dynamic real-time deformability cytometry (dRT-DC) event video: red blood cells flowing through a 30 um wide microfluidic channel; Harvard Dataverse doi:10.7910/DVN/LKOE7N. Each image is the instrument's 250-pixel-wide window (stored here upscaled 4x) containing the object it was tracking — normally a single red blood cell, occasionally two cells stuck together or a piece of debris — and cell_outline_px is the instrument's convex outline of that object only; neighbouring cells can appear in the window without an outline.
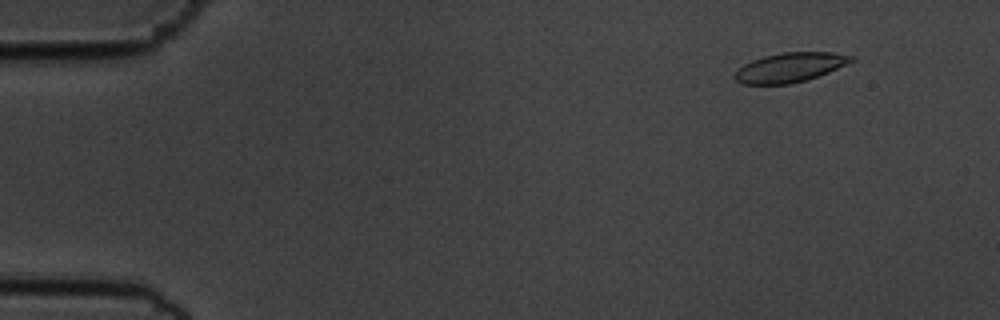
{"species": "common noctule bat (a hibernating species)", "species_latin": "Nyctalus noctula", "temperature_condition": "cold", "stored_images_in_passage": 57, "camera_frame_rate_fps": 3000, "um_per_image_px": 0.085, "animal": {"sex": "male", "body_mass_g": 19.5, "forearm_length_mm": 54.6}, "frame": {"image": 1, "passage_image": 6, "time_ms": 1.667, "image_size_px": [1000, 320], "cell_outline_px": [[856, 56], [852, 60], [828, 72], [804, 80], [788, 84], [744, 84], [736, 80], [732, 76], [744, 64], [752, 60], [764, 56], [784, 52], [832, 52]], "centroid_in_image_um": [67.11, 5.72], "position_along_channel_um": 17.9, "area_um2": 19.59}}
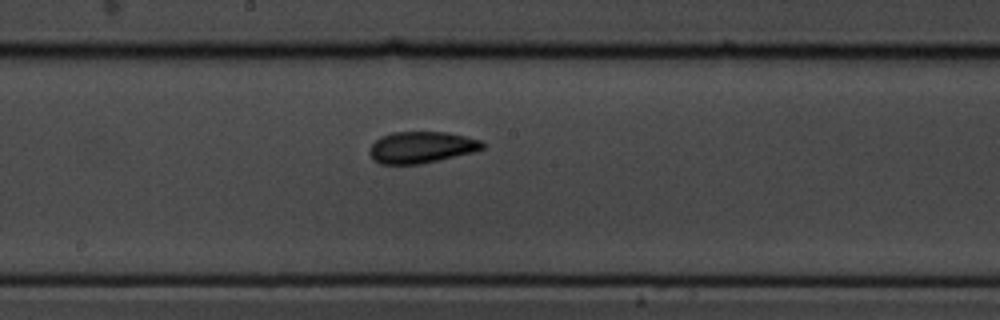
{"frame": {"image": 2, "passage_image": 31, "time_ms": 10.0, "image_size_px": [1000, 320], "cell_outline_px": [[484, 148], [472, 152], [420, 164], [380, 164], [372, 160], [368, 152], [372, 144], [380, 136], [392, 132], [448, 132], [480, 140], [484, 144]], "centroid_in_image_um": [35.76, 12.52], "position_along_channel_um": 212.4, "area_um2": 20.69}}
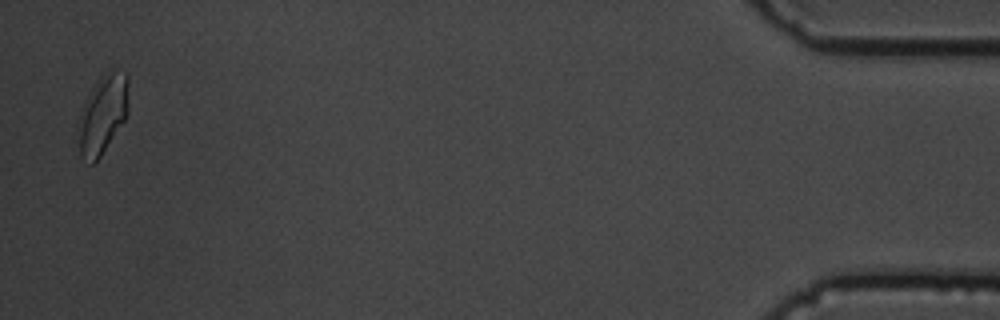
{"frame": {"image": 3, "passage_image": 56, "time_ms": 18.333, "image_size_px": [1000, 320], "cell_outline_px": [[128, 112], [124, 120], [100, 156], [92, 164], [88, 164], [80, 156], [80, 128], [84, 104], [92, 88], [104, 72], [112, 68], [128, 72]], "centroid_in_image_um": [8.79, 9.65], "position_along_channel_um": 426.4, "area_um2": 22.54}, "authors_computed_cell_mechanics": {"area_um2": 20.4034, "velocity_mm_per_s": 3.5653, "shape_relaxation_time_tau1_ms": 2.0571, "shape_relaxation_time_tau2_ms": 2.1161, "deformation_change_tau1": 0.0801, "deformation_change_tau2": 0.0613}}